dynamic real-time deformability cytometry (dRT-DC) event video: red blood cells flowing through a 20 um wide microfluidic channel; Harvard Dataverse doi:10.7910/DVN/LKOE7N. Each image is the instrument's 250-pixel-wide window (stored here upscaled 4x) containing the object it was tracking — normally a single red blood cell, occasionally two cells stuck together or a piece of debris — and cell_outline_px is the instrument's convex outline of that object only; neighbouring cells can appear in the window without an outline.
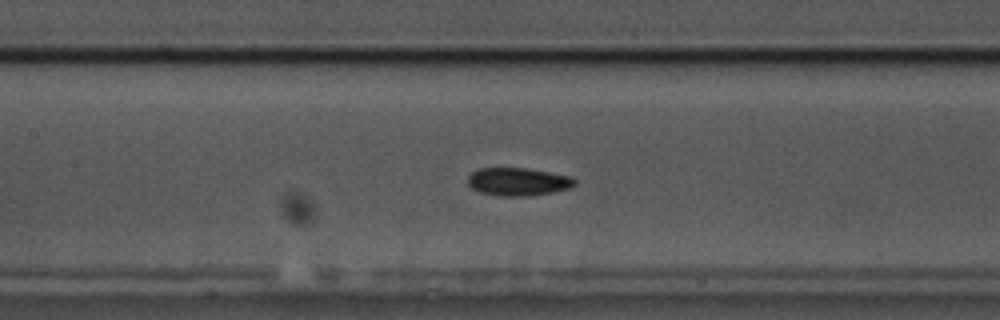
{"species": "common noctule bat (a hibernating species)", "species_latin": "Nyctalus noctula", "temperature_condition": "cold", "stored_images_in_passage": 59, "camera_frame_rate_fps": 3000, "um_per_image_px": 0.085, "animal": {"sex": "male", "body_mass_g": 17.5, "forearm_length_mm": 52.3}, "frame": {"image": 1, "passage_image": 27, "time_ms": 8.667, "image_size_px": [1000, 320], "cell_outline_px": [[576, 184], [568, 188], [552, 192], [532, 196], [500, 196], [480, 192], [472, 188], [468, 184], [468, 176], [472, 172], [480, 168], [528, 168], [572, 176], [576, 180]], "centroid_in_image_um": [44.05, 15.44], "position_along_channel_um": 163.4, "area_um2": 17.51}}
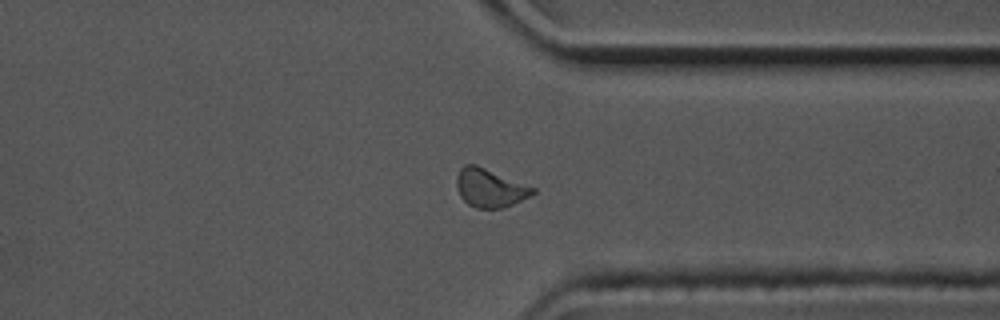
{"frame": {"image": 2, "passage_image": 45, "time_ms": 14.667, "image_size_px": [1000, 320], "cell_outline_px": [[536, 192], [504, 208], [476, 208], [468, 204], [460, 196], [456, 188], [456, 176], [460, 168], [464, 164], [476, 164], [536, 188]], "centroid_in_image_um": [41.6, 15.96], "position_along_channel_um": 369.8, "area_um2": 17.05}}
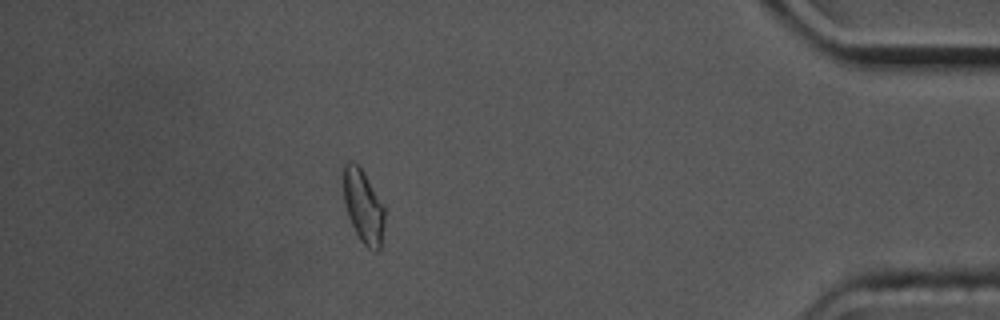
{"frame": {"image": 3, "passage_image": 52, "time_ms": 17.0, "image_size_px": [1000, 320], "cell_outline_px": [[384, 224], [380, 248], [376, 252], [368, 248], [360, 240], [348, 216], [344, 200], [344, 160], [352, 160], [364, 172], [384, 204]], "centroid_in_image_um": [30.89, 17.52], "position_along_channel_um": 404.3, "area_um2": 17.57}, "authors_computed_cell_mechanics": {"area_um2": 17.2822, "velocity_mm_per_s": 3.4624, "shape_relaxation_time_tau1_ms": 4.5444, "shape_relaxation_time_tau2_ms": 8.701, "deformation_change_tau1": 0.121, "deformation_change_tau2": 0.1073}}